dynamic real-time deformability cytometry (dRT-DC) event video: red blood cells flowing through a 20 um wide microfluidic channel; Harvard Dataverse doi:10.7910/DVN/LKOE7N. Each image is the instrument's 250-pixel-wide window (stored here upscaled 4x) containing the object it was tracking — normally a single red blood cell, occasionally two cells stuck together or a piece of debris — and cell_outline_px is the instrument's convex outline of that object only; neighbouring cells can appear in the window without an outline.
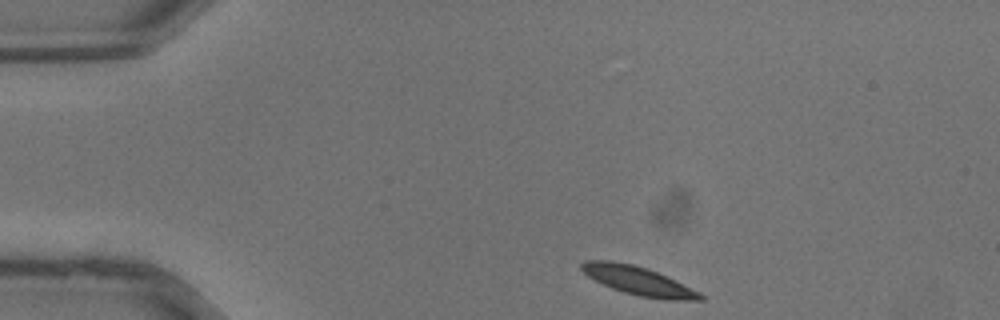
{"species": "common noctule bat (a hibernating species)", "species_latin": "Nyctalus noctula", "temperature_condition": "warm", "stored_images_in_passage": 32, "camera_frame_rate_fps": 3000, "um_per_image_px": 0.085, "animal": {"sex": "male", "body_mass_g": 13.3}, "frame": {"image": 1, "passage_image": 1, "time_ms": 0.0, "image_size_px": [1000, 320], "cell_outline_px": [[704, 300], [668, 300], [640, 296], [624, 292], [612, 288], [588, 276], [580, 268], [580, 264], [584, 260], [612, 260], [632, 264], [648, 268], [700, 292], [704, 296]], "centroid_in_image_um": [54.25, 23.85], "position_along_channel_um": 30.8, "area_um2": 19.59}}
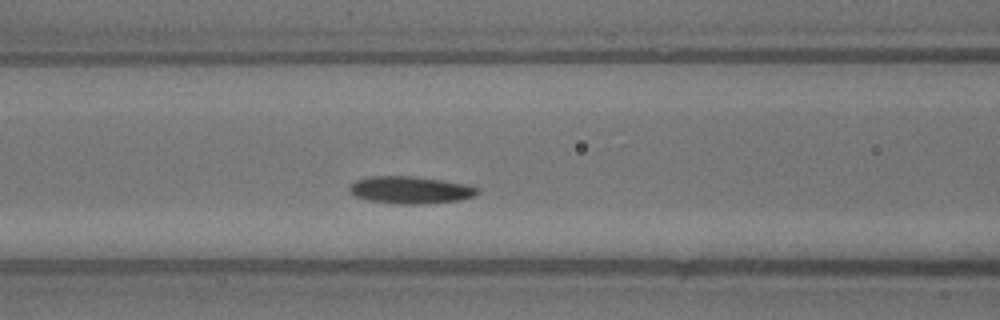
{"frame": {"image": 2, "passage_image": 10, "time_ms": 3.0, "image_size_px": [1000, 320], "cell_outline_px": [[480, 192], [472, 196], [460, 200], [424, 204], [396, 204], [368, 200], [356, 196], [348, 188], [356, 180], [368, 176], [416, 176], [468, 184], [480, 188]], "centroid_in_image_um": [34.92, 16.14], "position_along_channel_um": 131.7, "area_um2": 20.46}}
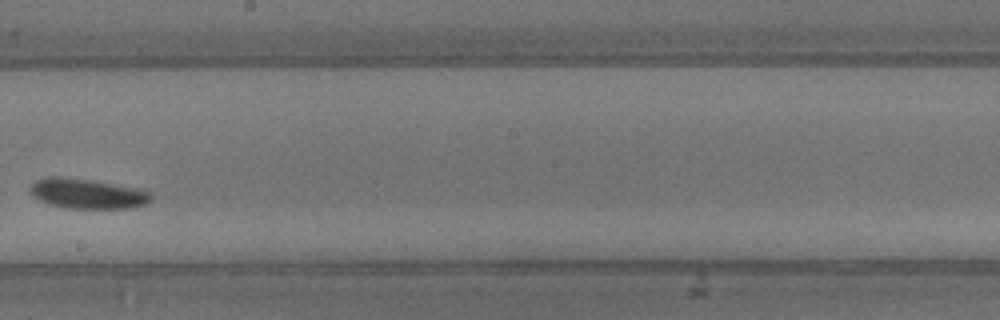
{"frame": {"image": 3, "passage_image": 16, "time_ms": 5.0, "image_size_px": [1000, 320], "cell_outline_px": [[152, 200], [144, 204], [132, 208], [64, 208], [48, 204], [32, 196], [32, 184], [36, 180], [48, 176], [56, 176], [92, 180], [136, 188], [152, 192]], "centroid_in_image_um": [7.44, 16.46], "position_along_channel_um": 240.8, "area_um2": 21.04}}